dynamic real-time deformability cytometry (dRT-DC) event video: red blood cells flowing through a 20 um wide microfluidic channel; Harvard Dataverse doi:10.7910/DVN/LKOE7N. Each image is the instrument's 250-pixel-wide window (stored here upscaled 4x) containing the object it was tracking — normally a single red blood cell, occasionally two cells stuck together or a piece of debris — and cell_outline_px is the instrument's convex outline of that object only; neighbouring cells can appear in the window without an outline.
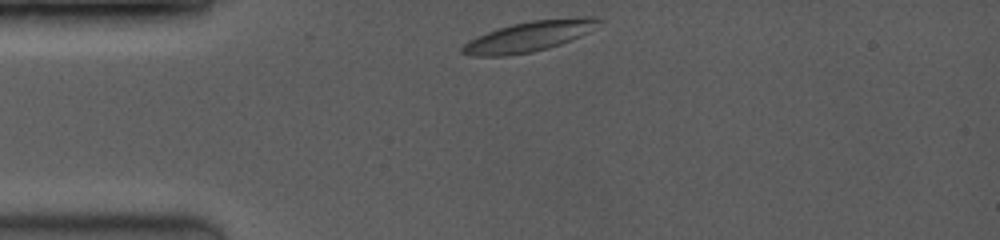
{"species": "common noctule bat (a hibernating species)", "species_latin": "Nyctalus noctula", "temperature_condition": "room temperature", "stored_images_in_passage": 38, "camera_frame_rate_fps": 3500, "um_per_image_px": 0.085, "animal": {"sex": "female", "body_mass_g": 19.0, "forearm_length_mm": 53.3}, "frame": {"image": 1, "passage_image": 1, "time_ms": 0.0, "image_size_px": [1000, 240], "cell_outline_px": [[604, 20], [588, 32], [572, 40], [548, 48], [532, 52], [508, 56], [472, 56], [460, 52], [460, 48], [468, 40], [476, 36], [512, 24], [532, 20], [580, 16], [596, 16]], "centroid_in_image_um": [45.0, 3.08], "position_along_channel_um": 40.0, "area_um2": 24.33}}
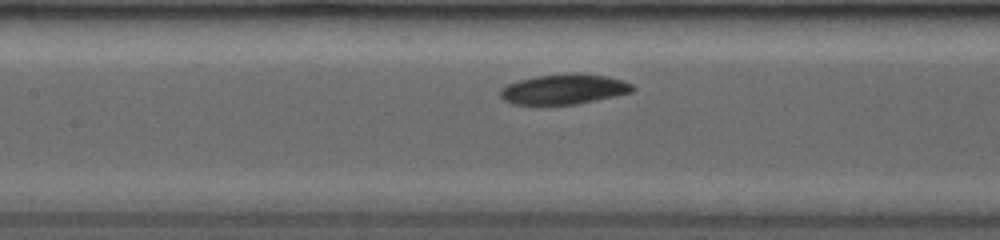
{"frame": {"image": 2, "passage_image": 14, "time_ms": 3.714, "image_size_px": [1000, 240], "cell_outline_px": [[636, 88], [632, 92], [596, 100], [576, 104], [516, 104], [504, 100], [500, 96], [500, 88], [508, 84], [520, 80], [536, 76], [564, 72], [576, 72], [608, 76], [624, 80], [632, 84]], "centroid_in_image_um": [47.97, 7.55], "position_along_channel_um": 159.4, "area_um2": 23.41}}
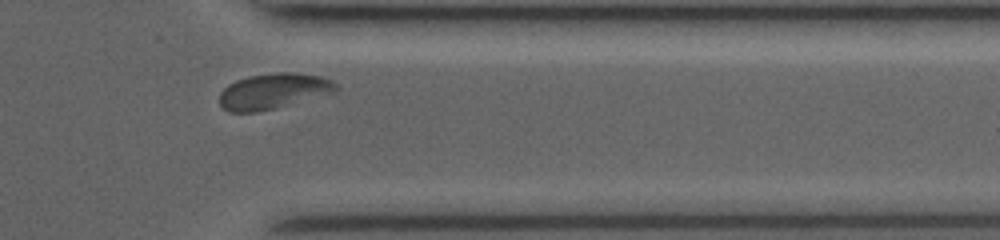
{"frame": {"image": 3, "passage_image": 34, "time_ms": 9.429, "image_size_px": [1000, 240], "cell_outline_px": [[340, 88], [336, 92], [276, 108], [256, 112], [228, 112], [220, 104], [220, 92], [228, 84], [236, 80], [248, 76], [276, 72], [292, 72], [320, 76], [332, 80]], "centroid_in_image_um": [23.25, 7.74], "position_along_channel_um": 388.1, "area_um2": 24.28}, "authors_computed_cell_mechanics": {"area_um2": 23.987, "velocity_mm_per_s": 3.9844, "shape_relaxation_time_tau1_ms": 3.0359, "shape_relaxation_time_tau2_ms": 2.8552, "deformation_change_tau1": 0.1132, "deformation_change_tau2": 0.0481}}